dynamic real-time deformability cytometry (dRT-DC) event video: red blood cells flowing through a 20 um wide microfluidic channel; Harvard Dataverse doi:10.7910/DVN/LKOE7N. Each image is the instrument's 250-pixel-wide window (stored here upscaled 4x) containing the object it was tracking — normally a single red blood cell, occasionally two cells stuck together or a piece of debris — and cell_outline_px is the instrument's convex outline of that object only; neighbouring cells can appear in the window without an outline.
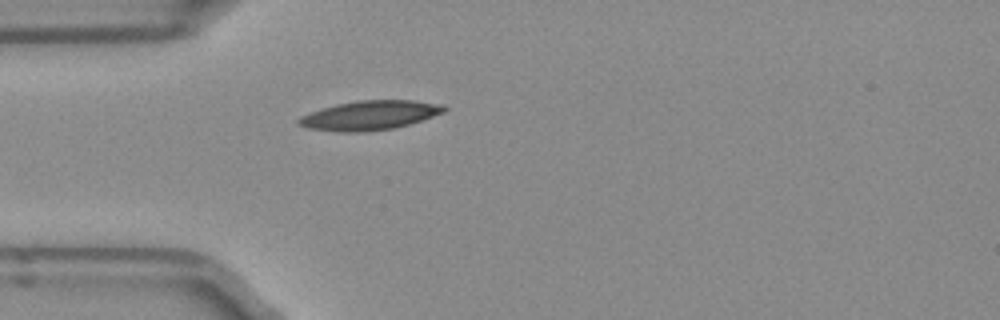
{"species": "Egyptian fruit bat (a non-hibernating species)", "species_latin": "Rousettus aegyptiacus", "temperature_condition": "room temperature", "stored_images_in_passage": 31, "camera_frame_rate_fps": 3000, "um_per_image_px": 0.085, "frame": {"image": 1, "passage_image": 1, "time_ms": 0.0, "image_size_px": [1000, 320], "cell_outline_px": [[448, 108], [444, 112], [396, 128], [364, 132], [340, 132], [308, 128], [296, 124], [296, 120], [300, 116], [320, 108], [336, 104], [356, 100], [412, 100], [444, 104]], "centroid_in_image_um": [31.39, 9.8], "position_along_channel_um": 53.6, "area_um2": 25.03}}
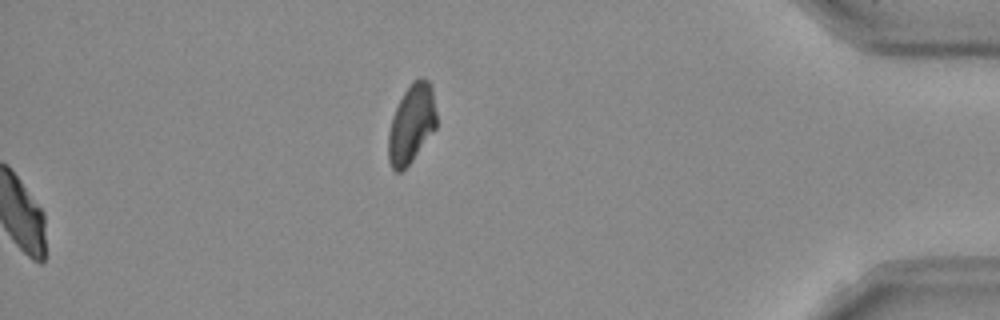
{"frame": {"image": 2, "passage_image": 31, "time_ms": 10.0, "image_size_px": [1000, 320], "cell_outline_px": [[436, 128], [412, 160], [400, 172], [396, 172], [392, 168], [388, 160], [388, 132], [392, 116], [404, 92], [412, 80], [420, 76], [428, 80], [432, 84], [436, 112]], "centroid_in_image_um": [34.98, 10.49], "position_along_channel_um": 400.2, "area_um2": 22.2}, "authors_computed_cell_mechanics": {"area_um2": 23.6402, "velocity_mm_per_s": 3.9482, "shape_relaxation_time_tau1_ms": 9.2411, "shape_relaxation_time_tau2_ms": null, "deformation_change_tau1": 0.191, "deformation_change_tau2": null}}